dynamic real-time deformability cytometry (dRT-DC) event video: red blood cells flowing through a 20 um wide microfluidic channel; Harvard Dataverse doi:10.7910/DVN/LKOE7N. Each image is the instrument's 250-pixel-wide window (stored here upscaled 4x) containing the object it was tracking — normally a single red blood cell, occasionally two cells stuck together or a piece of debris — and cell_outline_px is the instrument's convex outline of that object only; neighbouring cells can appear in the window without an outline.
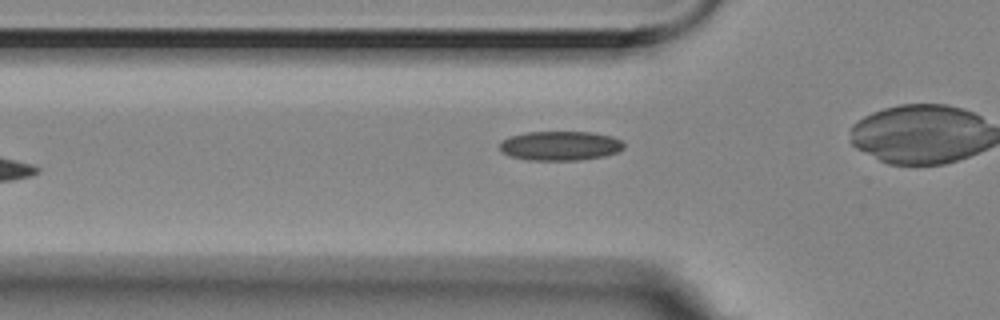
{"species": "Egyptian fruit bat (a non-hibernating species)", "species_latin": "Rousettus aegyptiacus", "temperature_condition": "room temperature", "stored_images_in_passage": 30, "camera_frame_rate_fps": 3000, "um_per_image_px": 0.085, "animal": {"sex": "female"}, "frame": {"image": 1, "passage_image": 4, "time_ms": 1.0, "image_size_px": [1000, 320], "cell_outline_px": [[624, 144], [616, 152], [600, 156], [572, 160], [540, 160], [512, 156], [504, 152], [500, 148], [500, 144], [504, 140], [512, 136], [532, 132], [584, 132], [608, 136], [620, 140]], "centroid_in_image_um": [47.6, 12.38], "position_along_channel_um": 78.2, "area_um2": 20.17}}
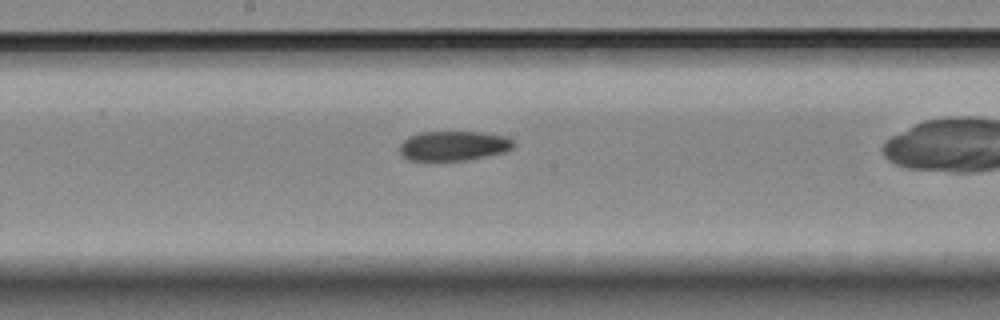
{"frame": {"image": 2, "passage_image": 15, "time_ms": 4.667, "image_size_px": [1000, 320], "cell_outline_px": [[512, 144], [508, 148], [500, 152], [480, 156], [456, 160], [412, 160], [404, 156], [400, 152], [400, 144], [404, 140], [412, 136], [424, 132], [472, 132], [500, 136], [512, 140]], "centroid_in_image_um": [38.43, 12.38], "position_along_channel_um": 209.8, "area_um2": 18.44}}
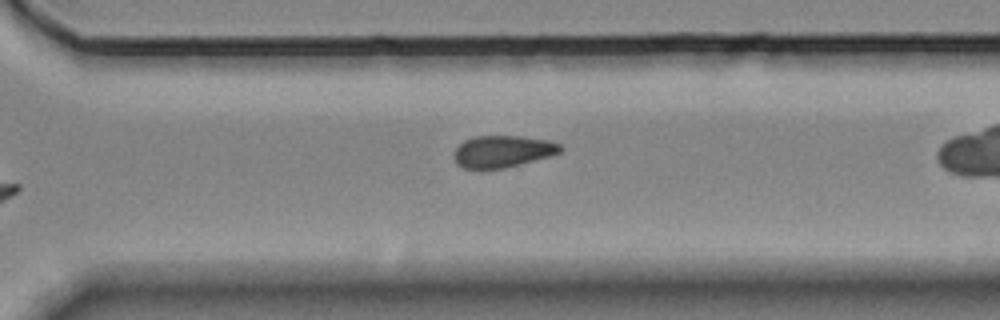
{"frame": {"image": 3, "passage_image": 25, "time_ms": 8.0, "image_size_px": [1000, 320], "cell_outline_px": [[560, 152], [548, 156], [500, 168], [464, 168], [456, 160], [456, 148], [464, 140], [476, 136], [516, 136], [544, 140], [560, 144]], "centroid_in_image_um": [42.69, 12.85], "position_along_channel_um": 327.9, "area_um2": 18.79}, "authors_computed_cell_mechanics": {"area_um2": 18.4382, "velocity_mm_per_s": 3.5593, "shape_relaxation_time_tau1_ms": null, "shape_relaxation_time_tau2_ms": 5.8306, "deformation_change_tau1": null, "deformation_change_tau2": 0.1291}}